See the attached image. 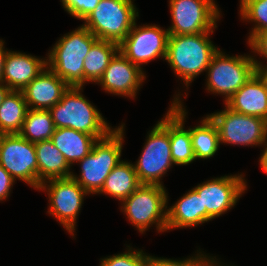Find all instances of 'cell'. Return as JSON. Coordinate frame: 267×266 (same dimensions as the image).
<instances>
[{"mask_svg": "<svg viewBox=\"0 0 267 266\" xmlns=\"http://www.w3.org/2000/svg\"><path fill=\"white\" fill-rule=\"evenodd\" d=\"M201 125L190 128V136L195 159H208L215 155L220 145L219 131L209 115Z\"/></svg>", "mask_w": 267, "mask_h": 266, "instance_id": "484cf974", "label": "cell"}, {"mask_svg": "<svg viewBox=\"0 0 267 266\" xmlns=\"http://www.w3.org/2000/svg\"><path fill=\"white\" fill-rule=\"evenodd\" d=\"M183 107L180 95H176L169 108V138L171 157L175 165H188L196 160L192 148L190 128L184 129L187 112Z\"/></svg>", "mask_w": 267, "mask_h": 266, "instance_id": "ac0fdd59", "label": "cell"}, {"mask_svg": "<svg viewBox=\"0 0 267 266\" xmlns=\"http://www.w3.org/2000/svg\"><path fill=\"white\" fill-rule=\"evenodd\" d=\"M199 224H202V202L198 193L191 189L167 209V230Z\"/></svg>", "mask_w": 267, "mask_h": 266, "instance_id": "7402d4cb", "label": "cell"}, {"mask_svg": "<svg viewBox=\"0 0 267 266\" xmlns=\"http://www.w3.org/2000/svg\"><path fill=\"white\" fill-rule=\"evenodd\" d=\"M8 51L4 48V42L0 39V82H3L4 63Z\"/></svg>", "mask_w": 267, "mask_h": 266, "instance_id": "e575fe53", "label": "cell"}, {"mask_svg": "<svg viewBox=\"0 0 267 266\" xmlns=\"http://www.w3.org/2000/svg\"><path fill=\"white\" fill-rule=\"evenodd\" d=\"M15 179L0 165V201L7 199Z\"/></svg>", "mask_w": 267, "mask_h": 266, "instance_id": "d6a6232c", "label": "cell"}, {"mask_svg": "<svg viewBox=\"0 0 267 266\" xmlns=\"http://www.w3.org/2000/svg\"><path fill=\"white\" fill-rule=\"evenodd\" d=\"M124 125L114 128L107 136L98 139L91 152L78 163L81 164L80 176L71 174L85 191L97 194L103 187L110 172L123 160L121 152L124 141Z\"/></svg>", "mask_w": 267, "mask_h": 266, "instance_id": "277c9868", "label": "cell"}, {"mask_svg": "<svg viewBox=\"0 0 267 266\" xmlns=\"http://www.w3.org/2000/svg\"><path fill=\"white\" fill-rule=\"evenodd\" d=\"M62 6L70 15L77 19L84 20L95 10L100 0H60Z\"/></svg>", "mask_w": 267, "mask_h": 266, "instance_id": "4dcf8cb0", "label": "cell"}, {"mask_svg": "<svg viewBox=\"0 0 267 266\" xmlns=\"http://www.w3.org/2000/svg\"><path fill=\"white\" fill-rule=\"evenodd\" d=\"M174 165L169 138V110L148 133L143 151L133 164L141 184L163 186V175Z\"/></svg>", "mask_w": 267, "mask_h": 266, "instance_id": "52a82bcc", "label": "cell"}, {"mask_svg": "<svg viewBox=\"0 0 267 266\" xmlns=\"http://www.w3.org/2000/svg\"><path fill=\"white\" fill-rule=\"evenodd\" d=\"M242 20L254 22L248 42L261 31L267 30V0H240Z\"/></svg>", "mask_w": 267, "mask_h": 266, "instance_id": "83f0119b", "label": "cell"}, {"mask_svg": "<svg viewBox=\"0 0 267 266\" xmlns=\"http://www.w3.org/2000/svg\"><path fill=\"white\" fill-rule=\"evenodd\" d=\"M169 31L157 25L136 26L119 44V51L140 69L142 64L166 58Z\"/></svg>", "mask_w": 267, "mask_h": 266, "instance_id": "5bb4252c", "label": "cell"}, {"mask_svg": "<svg viewBox=\"0 0 267 266\" xmlns=\"http://www.w3.org/2000/svg\"><path fill=\"white\" fill-rule=\"evenodd\" d=\"M98 40L85 26L64 34L47 57V67L69 86H84V60Z\"/></svg>", "mask_w": 267, "mask_h": 266, "instance_id": "7a4b0ae2", "label": "cell"}, {"mask_svg": "<svg viewBox=\"0 0 267 266\" xmlns=\"http://www.w3.org/2000/svg\"><path fill=\"white\" fill-rule=\"evenodd\" d=\"M34 146L38 162V190L47 180L71 176V166L51 140L37 142Z\"/></svg>", "mask_w": 267, "mask_h": 266, "instance_id": "ffe728a7", "label": "cell"}, {"mask_svg": "<svg viewBox=\"0 0 267 266\" xmlns=\"http://www.w3.org/2000/svg\"><path fill=\"white\" fill-rule=\"evenodd\" d=\"M215 122L220 144L262 146L267 140V121L225 109L209 115Z\"/></svg>", "mask_w": 267, "mask_h": 266, "instance_id": "30bf717a", "label": "cell"}, {"mask_svg": "<svg viewBox=\"0 0 267 266\" xmlns=\"http://www.w3.org/2000/svg\"><path fill=\"white\" fill-rule=\"evenodd\" d=\"M225 106L238 113L267 121V89L255 73L225 102Z\"/></svg>", "mask_w": 267, "mask_h": 266, "instance_id": "d6986e66", "label": "cell"}, {"mask_svg": "<svg viewBox=\"0 0 267 266\" xmlns=\"http://www.w3.org/2000/svg\"><path fill=\"white\" fill-rule=\"evenodd\" d=\"M27 110L22 91L11 90L0 105V134L19 133Z\"/></svg>", "mask_w": 267, "mask_h": 266, "instance_id": "d4e9b609", "label": "cell"}, {"mask_svg": "<svg viewBox=\"0 0 267 266\" xmlns=\"http://www.w3.org/2000/svg\"><path fill=\"white\" fill-rule=\"evenodd\" d=\"M54 130L55 126L49 110L28 109L19 134L35 144L50 140Z\"/></svg>", "mask_w": 267, "mask_h": 266, "instance_id": "4316f807", "label": "cell"}, {"mask_svg": "<svg viewBox=\"0 0 267 266\" xmlns=\"http://www.w3.org/2000/svg\"><path fill=\"white\" fill-rule=\"evenodd\" d=\"M0 165L16 180L38 189V162L34 143L19 133L0 134Z\"/></svg>", "mask_w": 267, "mask_h": 266, "instance_id": "7c38bea8", "label": "cell"}, {"mask_svg": "<svg viewBox=\"0 0 267 266\" xmlns=\"http://www.w3.org/2000/svg\"><path fill=\"white\" fill-rule=\"evenodd\" d=\"M140 185L134 165L122 161L110 172L98 194H108L123 202Z\"/></svg>", "mask_w": 267, "mask_h": 266, "instance_id": "603a6c76", "label": "cell"}, {"mask_svg": "<svg viewBox=\"0 0 267 266\" xmlns=\"http://www.w3.org/2000/svg\"><path fill=\"white\" fill-rule=\"evenodd\" d=\"M172 25L169 35L211 32L216 28L220 12L214 0H170Z\"/></svg>", "mask_w": 267, "mask_h": 266, "instance_id": "9c48e42d", "label": "cell"}, {"mask_svg": "<svg viewBox=\"0 0 267 266\" xmlns=\"http://www.w3.org/2000/svg\"><path fill=\"white\" fill-rule=\"evenodd\" d=\"M118 51V43L98 39L84 60V84L90 81L97 84Z\"/></svg>", "mask_w": 267, "mask_h": 266, "instance_id": "cb8c5ba5", "label": "cell"}, {"mask_svg": "<svg viewBox=\"0 0 267 266\" xmlns=\"http://www.w3.org/2000/svg\"><path fill=\"white\" fill-rule=\"evenodd\" d=\"M50 140L70 166L88 155L97 141L94 136L71 128H55Z\"/></svg>", "mask_w": 267, "mask_h": 266, "instance_id": "44dd1931", "label": "cell"}, {"mask_svg": "<svg viewBox=\"0 0 267 266\" xmlns=\"http://www.w3.org/2000/svg\"><path fill=\"white\" fill-rule=\"evenodd\" d=\"M127 247V252L101 259L100 266H148L149 255L142 250H132V247Z\"/></svg>", "mask_w": 267, "mask_h": 266, "instance_id": "f1b7e54d", "label": "cell"}, {"mask_svg": "<svg viewBox=\"0 0 267 266\" xmlns=\"http://www.w3.org/2000/svg\"><path fill=\"white\" fill-rule=\"evenodd\" d=\"M265 149H263V153L260 156V166L262 167L263 171L267 174V141L263 144Z\"/></svg>", "mask_w": 267, "mask_h": 266, "instance_id": "d590c367", "label": "cell"}, {"mask_svg": "<svg viewBox=\"0 0 267 266\" xmlns=\"http://www.w3.org/2000/svg\"><path fill=\"white\" fill-rule=\"evenodd\" d=\"M83 87L70 86L62 99L49 109L55 128H71L94 136H107L110 127L102 114L81 94ZM112 128V129H111Z\"/></svg>", "mask_w": 267, "mask_h": 266, "instance_id": "3957f363", "label": "cell"}, {"mask_svg": "<svg viewBox=\"0 0 267 266\" xmlns=\"http://www.w3.org/2000/svg\"><path fill=\"white\" fill-rule=\"evenodd\" d=\"M201 252H197L196 256L183 260H173L167 258H156L149 256L148 266H217L219 264L213 257H208Z\"/></svg>", "mask_w": 267, "mask_h": 266, "instance_id": "f546056e", "label": "cell"}, {"mask_svg": "<svg viewBox=\"0 0 267 266\" xmlns=\"http://www.w3.org/2000/svg\"><path fill=\"white\" fill-rule=\"evenodd\" d=\"M10 91L11 89L8 86H6L3 82H0V105Z\"/></svg>", "mask_w": 267, "mask_h": 266, "instance_id": "8d00e7d4", "label": "cell"}, {"mask_svg": "<svg viewBox=\"0 0 267 266\" xmlns=\"http://www.w3.org/2000/svg\"><path fill=\"white\" fill-rule=\"evenodd\" d=\"M243 174L221 176L198 184L193 189L202 202V223L210 221L234 207L247 189Z\"/></svg>", "mask_w": 267, "mask_h": 266, "instance_id": "8fae6325", "label": "cell"}, {"mask_svg": "<svg viewBox=\"0 0 267 266\" xmlns=\"http://www.w3.org/2000/svg\"><path fill=\"white\" fill-rule=\"evenodd\" d=\"M213 32L169 35L165 60L187 87L196 76L207 71L213 55L218 51L209 38Z\"/></svg>", "mask_w": 267, "mask_h": 266, "instance_id": "6da1fadb", "label": "cell"}, {"mask_svg": "<svg viewBox=\"0 0 267 266\" xmlns=\"http://www.w3.org/2000/svg\"><path fill=\"white\" fill-rule=\"evenodd\" d=\"M133 0H100L95 10L83 21L96 38L120 44L138 17Z\"/></svg>", "mask_w": 267, "mask_h": 266, "instance_id": "5b68a950", "label": "cell"}, {"mask_svg": "<svg viewBox=\"0 0 267 266\" xmlns=\"http://www.w3.org/2000/svg\"><path fill=\"white\" fill-rule=\"evenodd\" d=\"M69 85L48 67L23 90L28 109L49 110L62 99Z\"/></svg>", "mask_w": 267, "mask_h": 266, "instance_id": "2e32d148", "label": "cell"}, {"mask_svg": "<svg viewBox=\"0 0 267 266\" xmlns=\"http://www.w3.org/2000/svg\"><path fill=\"white\" fill-rule=\"evenodd\" d=\"M255 61V73L258 75V77L261 79V81L264 83L265 88L267 89V65L263 66L260 61Z\"/></svg>", "mask_w": 267, "mask_h": 266, "instance_id": "836d02e7", "label": "cell"}, {"mask_svg": "<svg viewBox=\"0 0 267 266\" xmlns=\"http://www.w3.org/2000/svg\"><path fill=\"white\" fill-rule=\"evenodd\" d=\"M47 67V59L8 51L3 72V83L11 90L22 91Z\"/></svg>", "mask_w": 267, "mask_h": 266, "instance_id": "e0dca14e", "label": "cell"}, {"mask_svg": "<svg viewBox=\"0 0 267 266\" xmlns=\"http://www.w3.org/2000/svg\"><path fill=\"white\" fill-rule=\"evenodd\" d=\"M254 56H228L220 49L213 55L207 68V90L225 95V102L254 74Z\"/></svg>", "mask_w": 267, "mask_h": 266, "instance_id": "ba28073f", "label": "cell"}, {"mask_svg": "<svg viewBox=\"0 0 267 266\" xmlns=\"http://www.w3.org/2000/svg\"><path fill=\"white\" fill-rule=\"evenodd\" d=\"M49 183V184H48ZM47 191L49 211L74 236L77 216L81 210L85 191L74 179L59 178L43 182L39 190Z\"/></svg>", "mask_w": 267, "mask_h": 266, "instance_id": "4fadbf2b", "label": "cell"}, {"mask_svg": "<svg viewBox=\"0 0 267 266\" xmlns=\"http://www.w3.org/2000/svg\"><path fill=\"white\" fill-rule=\"evenodd\" d=\"M248 43L253 52L267 59V30L256 34Z\"/></svg>", "mask_w": 267, "mask_h": 266, "instance_id": "1f68e13d", "label": "cell"}, {"mask_svg": "<svg viewBox=\"0 0 267 266\" xmlns=\"http://www.w3.org/2000/svg\"><path fill=\"white\" fill-rule=\"evenodd\" d=\"M145 78L144 71L118 51L97 83L106 92L133 99Z\"/></svg>", "mask_w": 267, "mask_h": 266, "instance_id": "9a60e30c", "label": "cell"}, {"mask_svg": "<svg viewBox=\"0 0 267 266\" xmlns=\"http://www.w3.org/2000/svg\"><path fill=\"white\" fill-rule=\"evenodd\" d=\"M167 203L164 186L141 184L123 201L121 210L140 233L153 224L158 232H164L167 231Z\"/></svg>", "mask_w": 267, "mask_h": 266, "instance_id": "8992f818", "label": "cell"}]
</instances>
